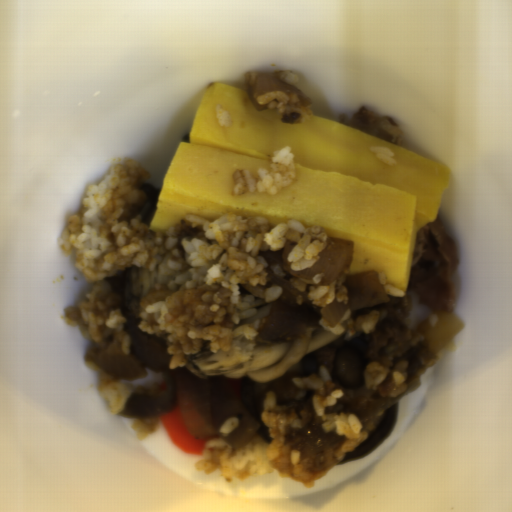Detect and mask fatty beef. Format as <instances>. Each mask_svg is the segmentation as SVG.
<instances>
[{"label": "fatty beef", "mask_w": 512, "mask_h": 512, "mask_svg": "<svg viewBox=\"0 0 512 512\" xmlns=\"http://www.w3.org/2000/svg\"><path fill=\"white\" fill-rule=\"evenodd\" d=\"M135 422L131 429H133L140 439L147 438L150 434L155 432L158 421H159V415L154 417H148V418H134Z\"/></svg>", "instance_id": "8"}, {"label": "fatty beef", "mask_w": 512, "mask_h": 512, "mask_svg": "<svg viewBox=\"0 0 512 512\" xmlns=\"http://www.w3.org/2000/svg\"><path fill=\"white\" fill-rule=\"evenodd\" d=\"M298 242L286 241L284 247L277 250L262 248L260 254L267 262L264 283L241 284L250 294L263 300L269 287L280 288V295L272 302L267 319L256 331L262 340L278 342L300 336L310 326L324 322L321 310L306 293L293 285V279H300L307 285L327 286L352 264L354 242L329 236L309 268L292 270L287 257Z\"/></svg>", "instance_id": "4"}, {"label": "fatty beef", "mask_w": 512, "mask_h": 512, "mask_svg": "<svg viewBox=\"0 0 512 512\" xmlns=\"http://www.w3.org/2000/svg\"><path fill=\"white\" fill-rule=\"evenodd\" d=\"M246 96L256 111H263L267 105L258 104L257 98L270 92H285L288 102L280 120L285 124L302 123L313 115L312 99L298 89L299 78L291 70L275 72L247 71L244 76Z\"/></svg>", "instance_id": "6"}, {"label": "fatty beef", "mask_w": 512, "mask_h": 512, "mask_svg": "<svg viewBox=\"0 0 512 512\" xmlns=\"http://www.w3.org/2000/svg\"><path fill=\"white\" fill-rule=\"evenodd\" d=\"M459 263L457 247L445 233L442 216L418 227L408 287L421 306L438 314L453 311L452 275Z\"/></svg>", "instance_id": "5"}, {"label": "fatty beef", "mask_w": 512, "mask_h": 512, "mask_svg": "<svg viewBox=\"0 0 512 512\" xmlns=\"http://www.w3.org/2000/svg\"><path fill=\"white\" fill-rule=\"evenodd\" d=\"M100 287L94 296L92 314L107 319L111 311H119L125 319L121 330L104 324L98 345L86 353V360L97 365L109 379L132 382L146 376L145 369L159 374L171 370L168 343L139 329L141 314L152 304L164 301L166 309L159 326L170 332L174 348L184 354L202 348L200 341L189 338L190 329L234 327L236 307L230 302V290L216 283L188 291L170 292L167 287H160L145 292L141 270L135 265L103 277Z\"/></svg>", "instance_id": "1"}, {"label": "fatty beef", "mask_w": 512, "mask_h": 512, "mask_svg": "<svg viewBox=\"0 0 512 512\" xmlns=\"http://www.w3.org/2000/svg\"><path fill=\"white\" fill-rule=\"evenodd\" d=\"M165 388V383H155L149 387L136 388L134 394L161 395Z\"/></svg>", "instance_id": "9"}, {"label": "fatty beef", "mask_w": 512, "mask_h": 512, "mask_svg": "<svg viewBox=\"0 0 512 512\" xmlns=\"http://www.w3.org/2000/svg\"><path fill=\"white\" fill-rule=\"evenodd\" d=\"M341 124L394 144L401 146L403 144L399 127L396 123L386 116L369 111L365 106L355 112L351 118H347L345 113L338 116Z\"/></svg>", "instance_id": "7"}, {"label": "fatty beef", "mask_w": 512, "mask_h": 512, "mask_svg": "<svg viewBox=\"0 0 512 512\" xmlns=\"http://www.w3.org/2000/svg\"><path fill=\"white\" fill-rule=\"evenodd\" d=\"M382 305L353 310L347 327L367 333L364 384L346 389L342 398L326 406V414H352L361 431L372 432L384 412L420 388L421 376L438 363L420 332L407 328L410 298L389 297Z\"/></svg>", "instance_id": "2"}, {"label": "fatty beef", "mask_w": 512, "mask_h": 512, "mask_svg": "<svg viewBox=\"0 0 512 512\" xmlns=\"http://www.w3.org/2000/svg\"><path fill=\"white\" fill-rule=\"evenodd\" d=\"M301 394L295 401L277 404L275 395L266 394L261 422L271 440L282 436L284 444L279 455L269 461L275 472L287 475L298 483L315 488L317 480L339 464L346 453V438L325 432L323 418L313 400L338 390L339 382L323 381L317 376H301L291 380Z\"/></svg>", "instance_id": "3"}]
</instances>
